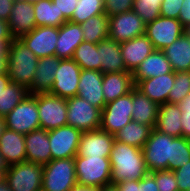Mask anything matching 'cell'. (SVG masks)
<instances>
[{"mask_svg": "<svg viewBox=\"0 0 190 191\" xmlns=\"http://www.w3.org/2000/svg\"><path fill=\"white\" fill-rule=\"evenodd\" d=\"M109 160L111 185L125 180H140L149 173L142 149L117 140L113 143Z\"/></svg>", "mask_w": 190, "mask_h": 191, "instance_id": "1", "label": "cell"}, {"mask_svg": "<svg viewBox=\"0 0 190 191\" xmlns=\"http://www.w3.org/2000/svg\"><path fill=\"white\" fill-rule=\"evenodd\" d=\"M39 59L20 38H14L6 54L7 73L10 82L30 90Z\"/></svg>", "mask_w": 190, "mask_h": 191, "instance_id": "2", "label": "cell"}, {"mask_svg": "<svg viewBox=\"0 0 190 191\" xmlns=\"http://www.w3.org/2000/svg\"><path fill=\"white\" fill-rule=\"evenodd\" d=\"M77 183L102 188L111 185V163L108 157L75 156Z\"/></svg>", "mask_w": 190, "mask_h": 191, "instance_id": "3", "label": "cell"}, {"mask_svg": "<svg viewBox=\"0 0 190 191\" xmlns=\"http://www.w3.org/2000/svg\"><path fill=\"white\" fill-rule=\"evenodd\" d=\"M176 137L163 134L154 128L149 139L142 147L144 160L149 172L168 170V165L173 162L174 139Z\"/></svg>", "mask_w": 190, "mask_h": 191, "instance_id": "4", "label": "cell"}, {"mask_svg": "<svg viewBox=\"0 0 190 191\" xmlns=\"http://www.w3.org/2000/svg\"><path fill=\"white\" fill-rule=\"evenodd\" d=\"M76 183L74 158L55 159L44 164L41 190L69 191Z\"/></svg>", "mask_w": 190, "mask_h": 191, "instance_id": "5", "label": "cell"}, {"mask_svg": "<svg viewBox=\"0 0 190 191\" xmlns=\"http://www.w3.org/2000/svg\"><path fill=\"white\" fill-rule=\"evenodd\" d=\"M3 118L7 129L23 135L40 129L37 95L28 94Z\"/></svg>", "mask_w": 190, "mask_h": 191, "instance_id": "6", "label": "cell"}, {"mask_svg": "<svg viewBox=\"0 0 190 191\" xmlns=\"http://www.w3.org/2000/svg\"><path fill=\"white\" fill-rule=\"evenodd\" d=\"M43 164L24 161L12 164L6 172V182L12 191H40Z\"/></svg>", "mask_w": 190, "mask_h": 191, "instance_id": "7", "label": "cell"}, {"mask_svg": "<svg viewBox=\"0 0 190 191\" xmlns=\"http://www.w3.org/2000/svg\"><path fill=\"white\" fill-rule=\"evenodd\" d=\"M67 125L87 132L100 128L102 110L77 96L67 98Z\"/></svg>", "mask_w": 190, "mask_h": 191, "instance_id": "8", "label": "cell"}, {"mask_svg": "<svg viewBox=\"0 0 190 191\" xmlns=\"http://www.w3.org/2000/svg\"><path fill=\"white\" fill-rule=\"evenodd\" d=\"M40 129L50 131L67 125V100L50 93L37 94Z\"/></svg>", "mask_w": 190, "mask_h": 191, "instance_id": "9", "label": "cell"}, {"mask_svg": "<svg viewBox=\"0 0 190 191\" xmlns=\"http://www.w3.org/2000/svg\"><path fill=\"white\" fill-rule=\"evenodd\" d=\"M132 91L109 102L102 109L100 129L115 135L132 121Z\"/></svg>", "mask_w": 190, "mask_h": 191, "instance_id": "10", "label": "cell"}, {"mask_svg": "<svg viewBox=\"0 0 190 191\" xmlns=\"http://www.w3.org/2000/svg\"><path fill=\"white\" fill-rule=\"evenodd\" d=\"M186 32L178 19L159 16L146 23L145 35L152 42L155 50H163Z\"/></svg>", "mask_w": 190, "mask_h": 191, "instance_id": "11", "label": "cell"}, {"mask_svg": "<svg viewBox=\"0 0 190 191\" xmlns=\"http://www.w3.org/2000/svg\"><path fill=\"white\" fill-rule=\"evenodd\" d=\"M81 134L80 130L69 125L48 131L52 160L74 158Z\"/></svg>", "mask_w": 190, "mask_h": 191, "instance_id": "12", "label": "cell"}, {"mask_svg": "<svg viewBox=\"0 0 190 191\" xmlns=\"http://www.w3.org/2000/svg\"><path fill=\"white\" fill-rule=\"evenodd\" d=\"M146 23L133 10L109 18L108 38L126 42L145 34Z\"/></svg>", "mask_w": 190, "mask_h": 191, "instance_id": "13", "label": "cell"}, {"mask_svg": "<svg viewBox=\"0 0 190 191\" xmlns=\"http://www.w3.org/2000/svg\"><path fill=\"white\" fill-rule=\"evenodd\" d=\"M81 71V67L73 59H61L50 94L66 99L77 96Z\"/></svg>", "mask_w": 190, "mask_h": 191, "instance_id": "14", "label": "cell"}, {"mask_svg": "<svg viewBox=\"0 0 190 191\" xmlns=\"http://www.w3.org/2000/svg\"><path fill=\"white\" fill-rule=\"evenodd\" d=\"M59 28L53 26H38L30 33L24 34L20 39L34 55L40 59L54 56Z\"/></svg>", "mask_w": 190, "mask_h": 191, "instance_id": "15", "label": "cell"}, {"mask_svg": "<svg viewBox=\"0 0 190 191\" xmlns=\"http://www.w3.org/2000/svg\"><path fill=\"white\" fill-rule=\"evenodd\" d=\"M115 137L102 129L82 132L76 156L110 157Z\"/></svg>", "mask_w": 190, "mask_h": 191, "instance_id": "16", "label": "cell"}, {"mask_svg": "<svg viewBox=\"0 0 190 191\" xmlns=\"http://www.w3.org/2000/svg\"><path fill=\"white\" fill-rule=\"evenodd\" d=\"M103 75L104 73L97 70L82 69L77 93L79 97L101 110L106 105L102 91Z\"/></svg>", "mask_w": 190, "mask_h": 191, "instance_id": "17", "label": "cell"}, {"mask_svg": "<svg viewBox=\"0 0 190 191\" xmlns=\"http://www.w3.org/2000/svg\"><path fill=\"white\" fill-rule=\"evenodd\" d=\"M7 22L13 38L30 33L36 27L33 4L15 1Z\"/></svg>", "mask_w": 190, "mask_h": 191, "instance_id": "18", "label": "cell"}, {"mask_svg": "<svg viewBox=\"0 0 190 191\" xmlns=\"http://www.w3.org/2000/svg\"><path fill=\"white\" fill-rule=\"evenodd\" d=\"M120 47L124 64L127 71L131 73L155 50L145 34L120 43Z\"/></svg>", "mask_w": 190, "mask_h": 191, "instance_id": "19", "label": "cell"}, {"mask_svg": "<svg viewBox=\"0 0 190 191\" xmlns=\"http://www.w3.org/2000/svg\"><path fill=\"white\" fill-rule=\"evenodd\" d=\"M134 83L142 94L161 105L168 102L169 92L174 85V71L149 79L134 80Z\"/></svg>", "mask_w": 190, "mask_h": 191, "instance_id": "20", "label": "cell"}, {"mask_svg": "<svg viewBox=\"0 0 190 191\" xmlns=\"http://www.w3.org/2000/svg\"><path fill=\"white\" fill-rule=\"evenodd\" d=\"M26 161L47 164L52 160L48 131L34 130L24 135Z\"/></svg>", "mask_w": 190, "mask_h": 191, "instance_id": "21", "label": "cell"}, {"mask_svg": "<svg viewBox=\"0 0 190 191\" xmlns=\"http://www.w3.org/2000/svg\"><path fill=\"white\" fill-rule=\"evenodd\" d=\"M84 41L80 24L66 21L59 27L54 56L72 59L75 49Z\"/></svg>", "mask_w": 190, "mask_h": 191, "instance_id": "22", "label": "cell"}, {"mask_svg": "<svg viewBox=\"0 0 190 191\" xmlns=\"http://www.w3.org/2000/svg\"><path fill=\"white\" fill-rule=\"evenodd\" d=\"M61 58L48 56L40 58L34 73V81L28 91L29 95L50 93L54 82V74L59 68Z\"/></svg>", "mask_w": 190, "mask_h": 191, "instance_id": "23", "label": "cell"}, {"mask_svg": "<svg viewBox=\"0 0 190 191\" xmlns=\"http://www.w3.org/2000/svg\"><path fill=\"white\" fill-rule=\"evenodd\" d=\"M97 48L99 50V62H101L100 72L104 74L128 72L118 41L106 38L97 44Z\"/></svg>", "mask_w": 190, "mask_h": 191, "instance_id": "24", "label": "cell"}, {"mask_svg": "<svg viewBox=\"0 0 190 191\" xmlns=\"http://www.w3.org/2000/svg\"><path fill=\"white\" fill-rule=\"evenodd\" d=\"M135 88L131 72L105 73L103 75L102 91L105 103L131 92Z\"/></svg>", "mask_w": 190, "mask_h": 191, "instance_id": "25", "label": "cell"}, {"mask_svg": "<svg viewBox=\"0 0 190 191\" xmlns=\"http://www.w3.org/2000/svg\"><path fill=\"white\" fill-rule=\"evenodd\" d=\"M182 112L178 104L166 102L159 106L154 129L174 137H182Z\"/></svg>", "mask_w": 190, "mask_h": 191, "instance_id": "26", "label": "cell"}, {"mask_svg": "<svg viewBox=\"0 0 190 191\" xmlns=\"http://www.w3.org/2000/svg\"><path fill=\"white\" fill-rule=\"evenodd\" d=\"M162 51L174 72L190 71V29Z\"/></svg>", "mask_w": 190, "mask_h": 191, "instance_id": "27", "label": "cell"}, {"mask_svg": "<svg viewBox=\"0 0 190 191\" xmlns=\"http://www.w3.org/2000/svg\"><path fill=\"white\" fill-rule=\"evenodd\" d=\"M0 153L9 166L26 161L24 135L6 128L0 137Z\"/></svg>", "mask_w": 190, "mask_h": 191, "instance_id": "28", "label": "cell"}, {"mask_svg": "<svg viewBox=\"0 0 190 191\" xmlns=\"http://www.w3.org/2000/svg\"><path fill=\"white\" fill-rule=\"evenodd\" d=\"M170 62L161 50H154L132 73L133 80H144L171 73Z\"/></svg>", "mask_w": 190, "mask_h": 191, "instance_id": "29", "label": "cell"}, {"mask_svg": "<svg viewBox=\"0 0 190 191\" xmlns=\"http://www.w3.org/2000/svg\"><path fill=\"white\" fill-rule=\"evenodd\" d=\"M132 104L134 105L132 110V121L154 128L160 105L150 100L136 88L132 90Z\"/></svg>", "mask_w": 190, "mask_h": 191, "instance_id": "30", "label": "cell"}, {"mask_svg": "<svg viewBox=\"0 0 190 191\" xmlns=\"http://www.w3.org/2000/svg\"><path fill=\"white\" fill-rule=\"evenodd\" d=\"M36 27L53 26L59 28L67 20L59 13L52 0H39L33 3Z\"/></svg>", "mask_w": 190, "mask_h": 191, "instance_id": "31", "label": "cell"}, {"mask_svg": "<svg viewBox=\"0 0 190 191\" xmlns=\"http://www.w3.org/2000/svg\"><path fill=\"white\" fill-rule=\"evenodd\" d=\"M152 129V126L131 121L120 129L114 137L117 141L142 149L149 139Z\"/></svg>", "mask_w": 190, "mask_h": 191, "instance_id": "32", "label": "cell"}, {"mask_svg": "<svg viewBox=\"0 0 190 191\" xmlns=\"http://www.w3.org/2000/svg\"><path fill=\"white\" fill-rule=\"evenodd\" d=\"M85 42L98 44L108 38L109 18L106 14L90 17L80 24Z\"/></svg>", "mask_w": 190, "mask_h": 191, "instance_id": "33", "label": "cell"}, {"mask_svg": "<svg viewBox=\"0 0 190 191\" xmlns=\"http://www.w3.org/2000/svg\"><path fill=\"white\" fill-rule=\"evenodd\" d=\"M72 59L84 70L100 71L97 44L83 41L74 51Z\"/></svg>", "mask_w": 190, "mask_h": 191, "instance_id": "34", "label": "cell"}, {"mask_svg": "<svg viewBox=\"0 0 190 191\" xmlns=\"http://www.w3.org/2000/svg\"><path fill=\"white\" fill-rule=\"evenodd\" d=\"M28 90L13 82H9L0 93V117L10 113L26 96Z\"/></svg>", "mask_w": 190, "mask_h": 191, "instance_id": "35", "label": "cell"}, {"mask_svg": "<svg viewBox=\"0 0 190 191\" xmlns=\"http://www.w3.org/2000/svg\"><path fill=\"white\" fill-rule=\"evenodd\" d=\"M72 17L68 20L82 24L93 16L105 14L104 0H78Z\"/></svg>", "mask_w": 190, "mask_h": 191, "instance_id": "36", "label": "cell"}, {"mask_svg": "<svg viewBox=\"0 0 190 191\" xmlns=\"http://www.w3.org/2000/svg\"><path fill=\"white\" fill-rule=\"evenodd\" d=\"M190 93V71L174 72V85L169 92L168 102L179 104Z\"/></svg>", "mask_w": 190, "mask_h": 191, "instance_id": "37", "label": "cell"}, {"mask_svg": "<svg viewBox=\"0 0 190 191\" xmlns=\"http://www.w3.org/2000/svg\"><path fill=\"white\" fill-rule=\"evenodd\" d=\"M163 0H134L133 11L145 22L154 21L160 16Z\"/></svg>", "mask_w": 190, "mask_h": 191, "instance_id": "38", "label": "cell"}, {"mask_svg": "<svg viewBox=\"0 0 190 191\" xmlns=\"http://www.w3.org/2000/svg\"><path fill=\"white\" fill-rule=\"evenodd\" d=\"M190 161V139L176 137L174 139L173 162L168 165V170L175 171Z\"/></svg>", "mask_w": 190, "mask_h": 191, "instance_id": "39", "label": "cell"}, {"mask_svg": "<svg viewBox=\"0 0 190 191\" xmlns=\"http://www.w3.org/2000/svg\"><path fill=\"white\" fill-rule=\"evenodd\" d=\"M155 181L159 191H179L174 171H155Z\"/></svg>", "mask_w": 190, "mask_h": 191, "instance_id": "40", "label": "cell"}, {"mask_svg": "<svg viewBox=\"0 0 190 191\" xmlns=\"http://www.w3.org/2000/svg\"><path fill=\"white\" fill-rule=\"evenodd\" d=\"M134 0H104L105 14L108 18L133 10Z\"/></svg>", "mask_w": 190, "mask_h": 191, "instance_id": "41", "label": "cell"}, {"mask_svg": "<svg viewBox=\"0 0 190 191\" xmlns=\"http://www.w3.org/2000/svg\"><path fill=\"white\" fill-rule=\"evenodd\" d=\"M184 0H163L160 6V16L178 19Z\"/></svg>", "mask_w": 190, "mask_h": 191, "instance_id": "42", "label": "cell"}, {"mask_svg": "<svg viewBox=\"0 0 190 191\" xmlns=\"http://www.w3.org/2000/svg\"><path fill=\"white\" fill-rule=\"evenodd\" d=\"M179 191L190 190V161L174 171Z\"/></svg>", "mask_w": 190, "mask_h": 191, "instance_id": "43", "label": "cell"}, {"mask_svg": "<svg viewBox=\"0 0 190 191\" xmlns=\"http://www.w3.org/2000/svg\"><path fill=\"white\" fill-rule=\"evenodd\" d=\"M53 3L56 4L59 13H63V17L68 21L73 12L75 11V7L77 6L78 0H52Z\"/></svg>", "mask_w": 190, "mask_h": 191, "instance_id": "44", "label": "cell"}, {"mask_svg": "<svg viewBox=\"0 0 190 191\" xmlns=\"http://www.w3.org/2000/svg\"><path fill=\"white\" fill-rule=\"evenodd\" d=\"M139 191H159L155 181V171L149 172L139 180Z\"/></svg>", "mask_w": 190, "mask_h": 191, "instance_id": "45", "label": "cell"}, {"mask_svg": "<svg viewBox=\"0 0 190 191\" xmlns=\"http://www.w3.org/2000/svg\"><path fill=\"white\" fill-rule=\"evenodd\" d=\"M178 20L186 30L190 29V0H184L179 12Z\"/></svg>", "mask_w": 190, "mask_h": 191, "instance_id": "46", "label": "cell"}, {"mask_svg": "<svg viewBox=\"0 0 190 191\" xmlns=\"http://www.w3.org/2000/svg\"><path fill=\"white\" fill-rule=\"evenodd\" d=\"M113 185L118 191H139V180H125Z\"/></svg>", "mask_w": 190, "mask_h": 191, "instance_id": "47", "label": "cell"}, {"mask_svg": "<svg viewBox=\"0 0 190 191\" xmlns=\"http://www.w3.org/2000/svg\"><path fill=\"white\" fill-rule=\"evenodd\" d=\"M14 0H0V20L8 21Z\"/></svg>", "mask_w": 190, "mask_h": 191, "instance_id": "48", "label": "cell"}, {"mask_svg": "<svg viewBox=\"0 0 190 191\" xmlns=\"http://www.w3.org/2000/svg\"><path fill=\"white\" fill-rule=\"evenodd\" d=\"M182 137L190 139V114L181 115Z\"/></svg>", "mask_w": 190, "mask_h": 191, "instance_id": "49", "label": "cell"}, {"mask_svg": "<svg viewBox=\"0 0 190 191\" xmlns=\"http://www.w3.org/2000/svg\"><path fill=\"white\" fill-rule=\"evenodd\" d=\"M13 36L10 32L8 22L0 20V40H13Z\"/></svg>", "mask_w": 190, "mask_h": 191, "instance_id": "50", "label": "cell"}, {"mask_svg": "<svg viewBox=\"0 0 190 191\" xmlns=\"http://www.w3.org/2000/svg\"><path fill=\"white\" fill-rule=\"evenodd\" d=\"M178 105L182 114H190V93Z\"/></svg>", "mask_w": 190, "mask_h": 191, "instance_id": "51", "label": "cell"}, {"mask_svg": "<svg viewBox=\"0 0 190 191\" xmlns=\"http://www.w3.org/2000/svg\"><path fill=\"white\" fill-rule=\"evenodd\" d=\"M69 191H101V188L76 183Z\"/></svg>", "mask_w": 190, "mask_h": 191, "instance_id": "52", "label": "cell"}, {"mask_svg": "<svg viewBox=\"0 0 190 191\" xmlns=\"http://www.w3.org/2000/svg\"><path fill=\"white\" fill-rule=\"evenodd\" d=\"M9 82L10 77L7 72L0 74V93L4 90V88H6Z\"/></svg>", "mask_w": 190, "mask_h": 191, "instance_id": "53", "label": "cell"}, {"mask_svg": "<svg viewBox=\"0 0 190 191\" xmlns=\"http://www.w3.org/2000/svg\"><path fill=\"white\" fill-rule=\"evenodd\" d=\"M12 40H0V55H6L8 51V46Z\"/></svg>", "mask_w": 190, "mask_h": 191, "instance_id": "54", "label": "cell"}, {"mask_svg": "<svg viewBox=\"0 0 190 191\" xmlns=\"http://www.w3.org/2000/svg\"><path fill=\"white\" fill-rule=\"evenodd\" d=\"M7 72L6 55H0V74Z\"/></svg>", "mask_w": 190, "mask_h": 191, "instance_id": "55", "label": "cell"}, {"mask_svg": "<svg viewBox=\"0 0 190 191\" xmlns=\"http://www.w3.org/2000/svg\"><path fill=\"white\" fill-rule=\"evenodd\" d=\"M9 165L5 162L4 157L0 153V172H7Z\"/></svg>", "mask_w": 190, "mask_h": 191, "instance_id": "56", "label": "cell"}, {"mask_svg": "<svg viewBox=\"0 0 190 191\" xmlns=\"http://www.w3.org/2000/svg\"><path fill=\"white\" fill-rule=\"evenodd\" d=\"M6 129L5 121L3 117H0V137Z\"/></svg>", "mask_w": 190, "mask_h": 191, "instance_id": "57", "label": "cell"}, {"mask_svg": "<svg viewBox=\"0 0 190 191\" xmlns=\"http://www.w3.org/2000/svg\"><path fill=\"white\" fill-rule=\"evenodd\" d=\"M0 191H12L6 181L0 184Z\"/></svg>", "mask_w": 190, "mask_h": 191, "instance_id": "58", "label": "cell"}, {"mask_svg": "<svg viewBox=\"0 0 190 191\" xmlns=\"http://www.w3.org/2000/svg\"><path fill=\"white\" fill-rule=\"evenodd\" d=\"M101 191H118L114 185H108L101 188Z\"/></svg>", "mask_w": 190, "mask_h": 191, "instance_id": "59", "label": "cell"}, {"mask_svg": "<svg viewBox=\"0 0 190 191\" xmlns=\"http://www.w3.org/2000/svg\"><path fill=\"white\" fill-rule=\"evenodd\" d=\"M6 180V173L0 172V184H2Z\"/></svg>", "mask_w": 190, "mask_h": 191, "instance_id": "60", "label": "cell"}, {"mask_svg": "<svg viewBox=\"0 0 190 191\" xmlns=\"http://www.w3.org/2000/svg\"><path fill=\"white\" fill-rule=\"evenodd\" d=\"M14 1H28L29 3H35L36 1H39V0H14Z\"/></svg>", "mask_w": 190, "mask_h": 191, "instance_id": "61", "label": "cell"}]
</instances>
